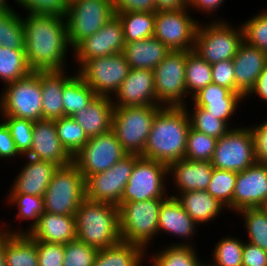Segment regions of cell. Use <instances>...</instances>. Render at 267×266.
<instances>
[{
  "label": "cell",
  "instance_id": "1",
  "mask_svg": "<svg viewBox=\"0 0 267 266\" xmlns=\"http://www.w3.org/2000/svg\"><path fill=\"white\" fill-rule=\"evenodd\" d=\"M22 21L29 68L32 71L65 70V59L71 48L65 17L28 13Z\"/></svg>",
  "mask_w": 267,
  "mask_h": 266
},
{
  "label": "cell",
  "instance_id": "2",
  "mask_svg": "<svg viewBox=\"0 0 267 266\" xmlns=\"http://www.w3.org/2000/svg\"><path fill=\"white\" fill-rule=\"evenodd\" d=\"M190 127L187 105L185 107H162L153 119L141 156L167 166L184 159Z\"/></svg>",
  "mask_w": 267,
  "mask_h": 266
},
{
  "label": "cell",
  "instance_id": "3",
  "mask_svg": "<svg viewBox=\"0 0 267 266\" xmlns=\"http://www.w3.org/2000/svg\"><path fill=\"white\" fill-rule=\"evenodd\" d=\"M75 218L79 241L98 250L121 241L117 205L84 199Z\"/></svg>",
  "mask_w": 267,
  "mask_h": 266
},
{
  "label": "cell",
  "instance_id": "4",
  "mask_svg": "<svg viewBox=\"0 0 267 266\" xmlns=\"http://www.w3.org/2000/svg\"><path fill=\"white\" fill-rule=\"evenodd\" d=\"M166 198H152L118 205L121 241L137 244L145 250L158 235L159 211ZM151 240V241H150Z\"/></svg>",
  "mask_w": 267,
  "mask_h": 266
},
{
  "label": "cell",
  "instance_id": "5",
  "mask_svg": "<svg viewBox=\"0 0 267 266\" xmlns=\"http://www.w3.org/2000/svg\"><path fill=\"white\" fill-rule=\"evenodd\" d=\"M162 107H114L112 131L127 154L142 155L153 119Z\"/></svg>",
  "mask_w": 267,
  "mask_h": 266
},
{
  "label": "cell",
  "instance_id": "6",
  "mask_svg": "<svg viewBox=\"0 0 267 266\" xmlns=\"http://www.w3.org/2000/svg\"><path fill=\"white\" fill-rule=\"evenodd\" d=\"M211 22L202 25L199 21L193 51L210 65L232 60L244 41L242 26L237 29L226 20Z\"/></svg>",
  "mask_w": 267,
  "mask_h": 266
},
{
  "label": "cell",
  "instance_id": "7",
  "mask_svg": "<svg viewBox=\"0 0 267 266\" xmlns=\"http://www.w3.org/2000/svg\"><path fill=\"white\" fill-rule=\"evenodd\" d=\"M85 199V179L72 162L58 167L43 195L44 212L75 216Z\"/></svg>",
  "mask_w": 267,
  "mask_h": 266
},
{
  "label": "cell",
  "instance_id": "8",
  "mask_svg": "<svg viewBox=\"0 0 267 266\" xmlns=\"http://www.w3.org/2000/svg\"><path fill=\"white\" fill-rule=\"evenodd\" d=\"M0 95L1 116H13L33 122L42 120L40 71L4 86Z\"/></svg>",
  "mask_w": 267,
  "mask_h": 266
},
{
  "label": "cell",
  "instance_id": "9",
  "mask_svg": "<svg viewBox=\"0 0 267 266\" xmlns=\"http://www.w3.org/2000/svg\"><path fill=\"white\" fill-rule=\"evenodd\" d=\"M114 15L111 0H69L65 19L70 50L96 33Z\"/></svg>",
  "mask_w": 267,
  "mask_h": 266
},
{
  "label": "cell",
  "instance_id": "10",
  "mask_svg": "<svg viewBox=\"0 0 267 266\" xmlns=\"http://www.w3.org/2000/svg\"><path fill=\"white\" fill-rule=\"evenodd\" d=\"M187 51H170L154 72L157 103L163 107H185ZM186 96V97H185Z\"/></svg>",
  "mask_w": 267,
  "mask_h": 266
},
{
  "label": "cell",
  "instance_id": "11",
  "mask_svg": "<svg viewBox=\"0 0 267 266\" xmlns=\"http://www.w3.org/2000/svg\"><path fill=\"white\" fill-rule=\"evenodd\" d=\"M166 164L136 155V163L125 186L120 204L140 202L152 198H167ZM166 193V194H165Z\"/></svg>",
  "mask_w": 267,
  "mask_h": 266
},
{
  "label": "cell",
  "instance_id": "12",
  "mask_svg": "<svg viewBox=\"0 0 267 266\" xmlns=\"http://www.w3.org/2000/svg\"><path fill=\"white\" fill-rule=\"evenodd\" d=\"M214 168L242 172L254 165V139L250 128L230 129L224 136L217 139L214 154L210 161Z\"/></svg>",
  "mask_w": 267,
  "mask_h": 266
},
{
  "label": "cell",
  "instance_id": "13",
  "mask_svg": "<svg viewBox=\"0 0 267 266\" xmlns=\"http://www.w3.org/2000/svg\"><path fill=\"white\" fill-rule=\"evenodd\" d=\"M129 63L123 53L87 60L77 73L97 96L114 97L128 76Z\"/></svg>",
  "mask_w": 267,
  "mask_h": 266
},
{
  "label": "cell",
  "instance_id": "14",
  "mask_svg": "<svg viewBox=\"0 0 267 266\" xmlns=\"http://www.w3.org/2000/svg\"><path fill=\"white\" fill-rule=\"evenodd\" d=\"M136 163V154H127L110 169L85 178V199L119 205Z\"/></svg>",
  "mask_w": 267,
  "mask_h": 266
},
{
  "label": "cell",
  "instance_id": "15",
  "mask_svg": "<svg viewBox=\"0 0 267 266\" xmlns=\"http://www.w3.org/2000/svg\"><path fill=\"white\" fill-rule=\"evenodd\" d=\"M126 155L114 132L110 130L89 138L74 156L73 163L85 179L90 175L107 171Z\"/></svg>",
  "mask_w": 267,
  "mask_h": 266
},
{
  "label": "cell",
  "instance_id": "16",
  "mask_svg": "<svg viewBox=\"0 0 267 266\" xmlns=\"http://www.w3.org/2000/svg\"><path fill=\"white\" fill-rule=\"evenodd\" d=\"M157 11L153 37L159 39L171 51H192L198 20L189 16L190 9Z\"/></svg>",
  "mask_w": 267,
  "mask_h": 266
},
{
  "label": "cell",
  "instance_id": "17",
  "mask_svg": "<svg viewBox=\"0 0 267 266\" xmlns=\"http://www.w3.org/2000/svg\"><path fill=\"white\" fill-rule=\"evenodd\" d=\"M125 47L123 25L114 15L93 35L83 39L72 51L79 69L87 60L122 53Z\"/></svg>",
  "mask_w": 267,
  "mask_h": 266
},
{
  "label": "cell",
  "instance_id": "18",
  "mask_svg": "<svg viewBox=\"0 0 267 266\" xmlns=\"http://www.w3.org/2000/svg\"><path fill=\"white\" fill-rule=\"evenodd\" d=\"M267 204V164L256 162L237 173L233 193V211L265 207Z\"/></svg>",
  "mask_w": 267,
  "mask_h": 266
},
{
  "label": "cell",
  "instance_id": "19",
  "mask_svg": "<svg viewBox=\"0 0 267 266\" xmlns=\"http://www.w3.org/2000/svg\"><path fill=\"white\" fill-rule=\"evenodd\" d=\"M111 98L114 107L159 105L153 70L132 69Z\"/></svg>",
  "mask_w": 267,
  "mask_h": 266
},
{
  "label": "cell",
  "instance_id": "20",
  "mask_svg": "<svg viewBox=\"0 0 267 266\" xmlns=\"http://www.w3.org/2000/svg\"><path fill=\"white\" fill-rule=\"evenodd\" d=\"M32 159L49 161L59 167L67 166L73 158L62 146L54 120L42 119L33 124V140L31 149L25 155Z\"/></svg>",
  "mask_w": 267,
  "mask_h": 266
},
{
  "label": "cell",
  "instance_id": "21",
  "mask_svg": "<svg viewBox=\"0 0 267 266\" xmlns=\"http://www.w3.org/2000/svg\"><path fill=\"white\" fill-rule=\"evenodd\" d=\"M235 92L244 98L256 84L258 76L267 62V53L247 44L240 45L234 56Z\"/></svg>",
  "mask_w": 267,
  "mask_h": 266
},
{
  "label": "cell",
  "instance_id": "22",
  "mask_svg": "<svg viewBox=\"0 0 267 266\" xmlns=\"http://www.w3.org/2000/svg\"><path fill=\"white\" fill-rule=\"evenodd\" d=\"M167 168L168 175L172 176L173 184L177 187V195L171 194L170 196L177 197L182 192L206 190L214 167L211 162L184 158L169 164Z\"/></svg>",
  "mask_w": 267,
  "mask_h": 266
},
{
  "label": "cell",
  "instance_id": "23",
  "mask_svg": "<svg viewBox=\"0 0 267 266\" xmlns=\"http://www.w3.org/2000/svg\"><path fill=\"white\" fill-rule=\"evenodd\" d=\"M245 98L230 89L214 83L208 84L192 97L193 105L203 107L208 113L228 123Z\"/></svg>",
  "mask_w": 267,
  "mask_h": 266
},
{
  "label": "cell",
  "instance_id": "24",
  "mask_svg": "<svg viewBox=\"0 0 267 266\" xmlns=\"http://www.w3.org/2000/svg\"><path fill=\"white\" fill-rule=\"evenodd\" d=\"M20 172L13 181L9 193H24L43 197L58 165L49 162L25 157Z\"/></svg>",
  "mask_w": 267,
  "mask_h": 266
},
{
  "label": "cell",
  "instance_id": "25",
  "mask_svg": "<svg viewBox=\"0 0 267 266\" xmlns=\"http://www.w3.org/2000/svg\"><path fill=\"white\" fill-rule=\"evenodd\" d=\"M114 105L106 96H96L86 108L73 115V119L83 128L88 138L104 134L112 130Z\"/></svg>",
  "mask_w": 267,
  "mask_h": 266
},
{
  "label": "cell",
  "instance_id": "26",
  "mask_svg": "<svg viewBox=\"0 0 267 266\" xmlns=\"http://www.w3.org/2000/svg\"><path fill=\"white\" fill-rule=\"evenodd\" d=\"M28 234L35 241L65 245L77 239L76 218L44 212Z\"/></svg>",
  "mask_w": 267,
  "mask_h": 266
},
{
  "label": "cell",
  "instance_id": "27",
  "mask_svg": "<svg viewBox=\"0 0 267 266\" xmlns=\"http://www.w3.org/2000/svg\"><path fill=\"white\" fill-rule=\"evenodd\" d=\"M198 224L183 209L176 197L168 196L162 203L159 211L158 230L180 237L182 240H190L196 233ZM195 232V233H194Z\"/></svg>",
  "mask_w": 267,
  "mask_h": 266
},
{
  "label": "cell",
  "instance_id": "28",
  "mask_svg": "<svg viewBox=\"0 0 267 266\" xmlns=\"http://www.w3.org/2000/svg\"><path fill=\"white\" fill-rule=\"evenodd\" d=\"M170 51L159 39L151 37L125 43L122 53L130 68L154 70Z\"/></svg>",
  "mask_w": 267,
  "mask_h": 266
},
{
  "label": "cell",
  "instance_id": "29",
  "mask_svg": "<svg viewBox=\"0 0 267 266\" xmlns=\"http://www.w3.org/2000/svg\"><path fill=\"white\" fill-rule=\"evenodd\" d=\"M63 71H40L42 89V119L63 117L62 93L64 84L73 76Z\"/></svg>",
  "mask_w": 267,
  "mask_h": 266
},
{
  "label": "cell",
  "instance_id": "30",
  "mask_svg": "<svg viewBox=\"0 0 267 266\" xmlns=\"http://www.w3.org/2000/svg\"><path fill=\"white\" fill-rule=\"evenodd\" d=\"M176 198L182 204L183 209L198 225L213 221L226 208L206 190L182 192Z\"/></svg>",
  "mask_w": 267,
  "mask_h": 266
},
{
  "label": "cell",
  "instance_id": "31",
  "mask_svg": "<svg viewBox=\"0 0 267 266\" xmlns=\"http://www.w3.org/2000/svg\"><path fill=\"white\" fill-rule=\"evenodd\" d=\"M4 255L6 266H39L37 241L29 234L4 232Z\"/></svg>",
  "mask_w": 267,
  "mask_h": 266
},
{
  "label": "cell",
  "instance_id": "32",
  "mask_svg": "<svg viewBox=\"0 0 267 266\" xmlns=\"http://www.w3.org/2000/svg\"><path fill=\"white\" fill-rule=\"evenodd\" d=\"M146 252L137 244L120 241L114 246L98 250L93 266H141L148 256Z\"/></svg>",
  "mask_w": 267,
  "mask_h": 266
},
{
  "label": "cell",
  "instance_id": "33",
  "mask_svg": "<svg viewBox=\"0 0 267 266\" xmlns=\"http://www.w3.org/2000/svg\"><path fill=\"white\" fill-rule=\"evenodd\" d=\"M171 244L156 251L155 255L152 253L150 266H207L205 264L207 262H201L197 257L198 253L190 241L185 240L184 243L179 244L172 242Z\"/></svg>",
  "mask_w": 267,
  "mask_h": 266
},
{
  "label": "cell",
  "instance_id": "34",
  "mask_svg": "<svg viewBox=\"0 0 267 266\" xmlns=\"http://www.w3.org/2000/svg\"><path fill=\"white\" fill-rule=\"evenodd\" d=\"M96 96L94 90L76 72L63 86V117H73L77 111L86 108Z\"/></svg>",
  "mask_w": 267,
  "mask_h": 266
},
{
  "label": "cell",
  "instance_id": "35",
  "mask_svg": "<svg viewBox=\"0 0 267 266\" xmlns=\"http://www.w3.org/2000/svg\"><path fill=\"white\" fill-rule=\"evenodd\" d=\"M7 195L8 204L11 203V205H17L18 207V215L15 219H21V221L28 219L33 222H30L31 224L27 231H18V229L14 231L10 228L8 229V227L6 229L0 227V231L11 234H28L38 224L39 217L44 213L43 197L24 193H8Z\"/></svg>",
  "mask_w": 267,
  "mask_h": 266
},
{
  "label": "cell",
  "instance_id": "36",
  "mask_svg": "<svg viewBox=\"0 0 267 266\" xmlns=\"http://www.w3.org/2000/svg\"><path fill=\"white\" fill-rule=\"evenodd\" d=\"M116 15L123 25L125 43L153 37L155 12H123Z\"/></svg>",
  "mask_w": 267,
  "mask_h": 266
},
{
  "label": "cell",
  "instance_id": "37",
  "mask_svg": "<svg viewBox=\"0 0 267 266\" xmlns=\"http://www.w3.org/2000/svg\"><path fill=\"white\" fill-rule=\"evenodd\" d=\"M0 46L25 50L24 25L15 9L0 11Z\"/></svg>",
  "mask_w": 267,
  "mask_h": 266
},
{
  "label": "cell",
  "instance_id": "38",
  "mask_svg": "<svg viewBox=\"0 0 267 266\" xmlns=\"http://www.w3.org/2000/svg\"><path fill=\"white\" fill-rule=\"evenodd\" d=\"M31 72L25 50L0 46V79L6 85L28 76Z\"/></svg>",
  "mask_w": 267,
  "mask_h": 266
},
{
  "label": "cell",
  "instance_id": "39",
  "mask_svg": "<svg viewBox=\"0 0 267 266\" xmlns=\"http://www.w3.org/2000/svg\"><path fill=\"white\" fill-rule=\"evenodd\" d=\"M185 83L187 95L192 98L201 89L212 83L211 65L193 50L187 51Z\"/></svg>",
  "mask_w": 267,
  "mask_h": 266
},
{
  "label": "cell",
  "instance_id": "40",
  "mask_svg": "<svg viewBox=\"0 0 267 266\" xmlns=\"http://www.w3.org/2000/svg\"><path fill=\"white\" fill-rule=\"evenodd\" d=\"M237 214L243 216L249 237L247 242L267 251V210L264 207L244 208Z\"/></svg>",
  "mask_w": 267,
  "mask_h": 266
},
{
  "label": "cell",
  "instance_id": "41",
  "mask_svg": "<svg viewBox=\"0 0 267 266\" xmlns=\"http://www.w3.org/2000/svg\"><path fill=\"white\" fill-rule=\"evenodd\" d=\"M54 122L62 146L74 158L89 140L88 136L72 117L64 116L54 119Z\"/></svg>",
  "mask_w": 267,
  "mask_h": 266
},
{
  "label": "cell",
  "instance_id": "42",
  "mask_svg": "<svg viewBox=\"0 0 267 266\" xmlns=\"http://www.w3.org/2000/svg\"><path fill=\"white\" fill-rule=\"evenodd\" d=\"M237 172L213 168L211 181L206 191L223 206L233 212V193Z\"/></svg>",
  "mask_w": 267,
  "mask_h": 266
},
{
  "label": "cell",
  "instance_id": "43",
  "mask_svg": "<svg viewBox=\"0 0 267 266\" xmlns=\"http://www.w3.org/2000/svg\"><path fill=\"white\" fill-rule=\"evenodd\" d=\"M244 242L238 238L225 236L213 248V261L207 266H242Z\"/></svg>",
  "mask_w": 267,
  "mask_h": 266
},
{
  "label": "cell",
  "instance_id": "44",
  "mask_svg": "<svg viewBox=\"0 0 267 266\" xmlns=\"http://www.w3.org/2000/svg\"><path fill=\"white\" fill-rule=\"evenodd\" d=\"M192 113L188 111L191 127L198 132L212 136L216 139L224 136L232 127L208 113L203 107L193 105Z\"/></svg>",
  "mask_w": 267,
  "mask_h": 266
},
{
  "label": "cell",
  "instance_id": "45",
  "mask_svg": "<svg viewBox=\"0 0 267 266\" xmlns=\"http://www.w3.org/2000/svg\"><path fill=\"white\" fill-rule=\"evenodd\" d=\"M216 142V138L198 132L190 127L184 158L194 161L210 162L214 154Z\"/></svg>",
  "mask_w": 267,
  "mask_h": 266
},
{
  "label": "cell",
  "instance_id": "46",
  "mask_svg": "<svg viewBox=\"0 0 267 266\" xmlns=\"http://www.w3.org/2000/svg\"><path fill=\"white\" fill-rule=\"evenodd\" d=\"M2 118H4L2 121L8 126L16 149L21 155H26L31 149L34 122L13 116H3Z\"/></svg>",
  "mask_w": 267,
  "mask_h": 266
},
{
  "label": "cell",
  "instance_id": "47",
  "mask_svg": "<svg viewBox=\"0 0 267 266\" xmlns=\"http://www.w3.org/2000/svg\"><path fill=\"white\" fill-rule=\"evenodd\" d=\"M244 41L267 53V10L241 24Z\"/></svg>",
  "mask_w": 267,
  "mask_h": 266
},
{
  "label": "cell",
  "instance_id": "48",
  "mask_svg": "<svg viewBox=\"0 0 267 266\" xmlns=\"http://www.w3.org/2000/svg\"><path fill=\"white\" fill-rule=\"evenodd\" d=\"M98 249L79 241H70L64 245L63 266H93Z\"/></svg>",
  "mask_w": 267,
  "mask_h": 266
},
{
  "label": "cell",
  "instance_id": "49",
  "mask_svg": "<svg viewBox=\"0 0 267 266\" xmlns=\"http://www.w3.org/2000/svg\"><path fill=\"white\" fill-rule=\"evenodd\" d=\"M69 0H14L30 14L56 15L65 17Z\"/></svg>",
  "mask_w": 267,
  "mask_h": 266
},
{
  "label": "cell",
  "instance_id": "50",
  "mask_svg": "<svg viewBox=\"0 0 267 266\" xmlns=\"http://www.w3.org/2000/svg\"><path fill=\"white\" fill-rule=\"evenodd\" d=\"M39 266H63L64 245L37 241Z\"/></svg>",
  "mask_w": 267,
  "mask_h": 266
},
{
  "label": "cell",
  "instance_id": "51",
  "mask_svg": "<svg viewBox=\"0 0 267 266\" xmlns=\"http://www.w3.org/2000/svg\"><path fill=\"white\" fill-rule=\"evenodd\" d=\"M212 83L235 92V74L233 60H224L211 65Z\"/></svg>",
  "mask_w": 267,
  "mask_h": 266
},
{
  "label": "cell",
  "instance_id": "52",
  "mask_svg": "<svg viewBox=\"0 0 267 266\" xmlns=\"http://www.w3.org/2000/svg\"><path fill=\"white\" fill-rule=\"evenodd\" d=\"M255 125L249 127L254 139L255 158L257 162L267 164V120Z\"/></svg>",
  "mask_w": 267,
  "mask_h": 266
},
{
  "label": "cell",
  "instance_id": "53",
  "mask_svg": "<svg viewBox=\"0 0 267 266\" xmlns=\"http://www.w3.org/2000/svg\"><path fill=\"white\" fill-rule=\"evenodd\" d=\"M115 14L123 12H157L154 0H111Z\"/></svg>",
  "mask_w": 267,
  "mask_h": 266
},
{
  "label": "cell",
  "instance_id": "54",
  "mask_svg": "<svg viewBox=\"0 0 267 266\" xmlns=\"http://www.w3.org/2000/svg\"><path fill=\"white\" fill-rule=\"evenodd\" d=\"M242 266H267V251L259 246L244 243L242 254Z\"/></svg>",
  "mask_w": 267,
  "mask_h": 266
},
{
  "label": "cell",
  "instance_id": "55",
  "mask_svg": "<svg viewBox=\"0 0 267 266\" xmlns=\"http://www.w3.org/2000/svg\"><path fill=\"white\" fill-rule=\"evenodd\" d=\"M17 156H22L16 149L15 142L10 134L8 126L0 122V159H12Z\"/></svg>",
  "mask_w": 267,
  "mask_h": 266
},
{
  "label": "cell",
  "instance_id": "56",
  "mask_svg": "<svg viewBox=\"0 0 267 266\" xmlns=\"http://www.w3.org/2000/svg\"><path fill=\"white\" fill-rule=\"evenodd\" d=\"M224 1L225 0H188V8H191L190 10L193 8L195 11L198 10L199 12L202 11V13L211 14L215 13Z\"/></svg>",
  "mask_w": 267,
  "mask_h": 266
},
{
  "label": "cell",
  "instance_id": "57",
  "mask_svg": "<svg viewBox=\"0 0 267 266\" xmlns=\"http://www.w3.org/2000/svg\"><path fill=\"white\" fill-rule=\"evenodd\" d=\"M252 93L256 94V96L267 103V62L264 66L263 71L258 76L255 86L245 97V100L248 99L247 97L252 96Z\"/></svg>",
  "mask_w": 267,
  "mask_h": 266
},
{
  "label": "cell",
  "instance_id": "58",
  "mask_svg": "<svg viewBox=\"0 0 267 266\" xmlns=\"http://www.w3.org/2000/svg\"><path fill=\"white\" fill-rule=\"evenodd\" d=\"M157 11H175L188 7V0H154Z\"/></svg>",
  "mask_w": 267,
  "mask_h": 266
},
{
  "label": "cell",
  "instance_id": "59",
  "mask_svg": "<svg viewBox=\"0 0 267 266\" xmlns=\"http://www.w3.org/2000/svg\"><path fill=\"white\" fill-rule=\"evenodd\" d=\"M0 266H6L4 255V232L0 231Z\"/></svg>",
  "mask_w": 267,
  "mask_h": 266
},
{
  "label": "cell",
  "instance_id": "60",
  "mask_svg": "<svg viewBox=\"0 0 267 266\" xmlns=\"http://www.w3.org/2000/svg\"><path fill=\"white\" fill-rule=\"evenodd\" d=\"M8 3L6 0H0V11L13 9Z\"/></svg>",
  "mask_w": 267,
  "mask_h": 266
}]
</instances>
